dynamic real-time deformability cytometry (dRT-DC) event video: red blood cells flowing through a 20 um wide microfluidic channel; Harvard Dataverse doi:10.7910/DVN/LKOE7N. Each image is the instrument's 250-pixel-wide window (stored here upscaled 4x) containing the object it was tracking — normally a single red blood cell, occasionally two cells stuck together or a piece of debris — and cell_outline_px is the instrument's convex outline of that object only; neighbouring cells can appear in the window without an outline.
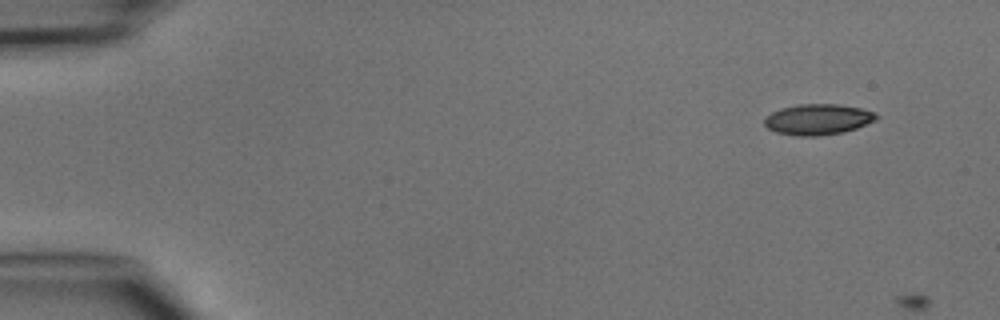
{"species": "common noctule bat (a hibernating species)", "species_latin": "Nyctalus noctula", "temperature_condition": "cold", "stored_images_in_passage": 2, "camera_frame_rate_fps": 3000, "um_per_image_px": 0.085, "animal": {"sex": "male", "body_mass_g": 15.6}, "frame": {"image": 1, "passage_image": 1, "time_ms": 0.0, "image_size_px": [1000, 320], "cell_outline_px": [[880, 116], [876, 120], [856, 128], [844, 132], [816, 136], [796, 136], [776, 132], [768, 128], [764, 124], [764, 116], [780, 108], [800, 104], [836, 104], [860, 108], [876, 112]], "centroid_in_image_um": [69.52, 10.15], "position_along_channel_um": 15.5, "area_um2": 20.17}}